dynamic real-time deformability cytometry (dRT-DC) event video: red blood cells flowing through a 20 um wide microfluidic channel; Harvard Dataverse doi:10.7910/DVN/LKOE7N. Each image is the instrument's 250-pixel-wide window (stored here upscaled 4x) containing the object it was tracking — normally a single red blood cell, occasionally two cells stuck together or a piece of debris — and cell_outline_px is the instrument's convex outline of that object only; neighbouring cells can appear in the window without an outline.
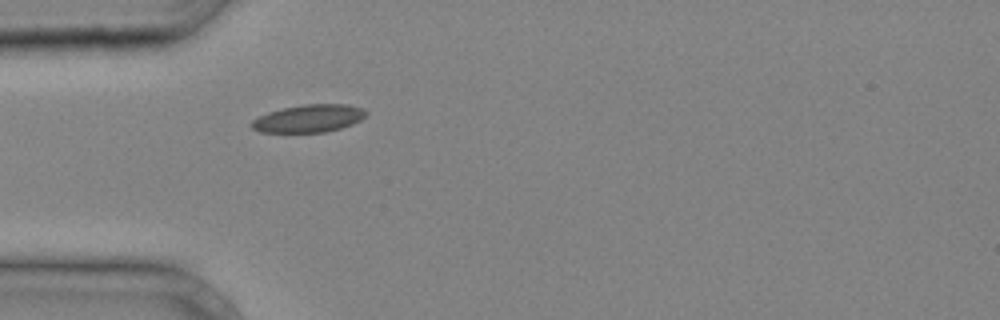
{"species": "common noctule bat (a hibernating species)", "species_latin": "Nyctalus noctula", "temperature_condition": "cold", "stored_images_in_passage": 24, "camera_frame_rate_fps": 3000, "um_per_image_px": 0.085, "animal": {"sex": "male", "body_mass_g": 20.4}, "frame": {"image": 1, "passage_image": 1, "time_ms": 0.0, "image_size_px": [1000, 320], "cell_outline_px": [[368, 112], [360, 120], [352, 124], [340, 128], [324, 132], [260, 132], [252, 128], [252, 120], [268, 112], [284, 108], [304, 104], [348, 104], [364, 108]], "centroid_in_image_um": [26.28, 10.06], "position_along_channel_um": 58.7, "area_um2": 18.32}}
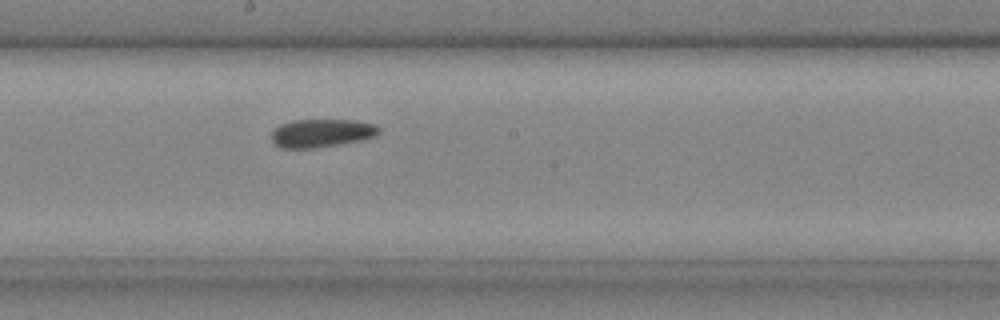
{"frame": {"image": 2, "passage_image": 11, "time_ms": 3.333, "image_size_px": [1000, 320], "cell_outline_px": [[380, 132], [376, 136], [360, 140], [316, 148], [280, 148], [272, 140], [272, 132], [280, 124], [292, 120], [352, 120], [372, 124], [380, 128]], "centroid_in_image_um": [27.32, 11.31], "position_along_channel_um": 220.9, "area_um2": 17.51}}
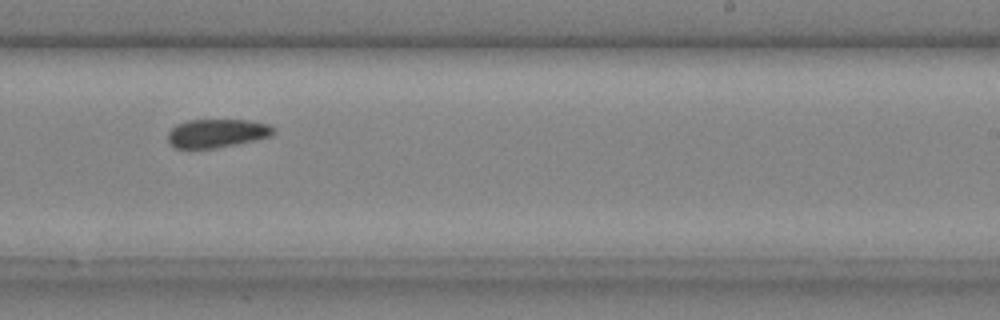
{"frame": {"image": 3, "passage_image": 14, "time_ms": 4.333, "image_size_px": [1000, 320], "cell_outline_px": [[276, 132], [272, 136], [256, 140], [216, 148], [176, 148], [168, 144], [168, 132], [176, 124], [188, 120], [248, 120], [268, 124], [276, 128]], "centroid_in_image_um": [18.46, 11.32], "position_along_channel_um": 270.5, "area_um2": 17.74}}